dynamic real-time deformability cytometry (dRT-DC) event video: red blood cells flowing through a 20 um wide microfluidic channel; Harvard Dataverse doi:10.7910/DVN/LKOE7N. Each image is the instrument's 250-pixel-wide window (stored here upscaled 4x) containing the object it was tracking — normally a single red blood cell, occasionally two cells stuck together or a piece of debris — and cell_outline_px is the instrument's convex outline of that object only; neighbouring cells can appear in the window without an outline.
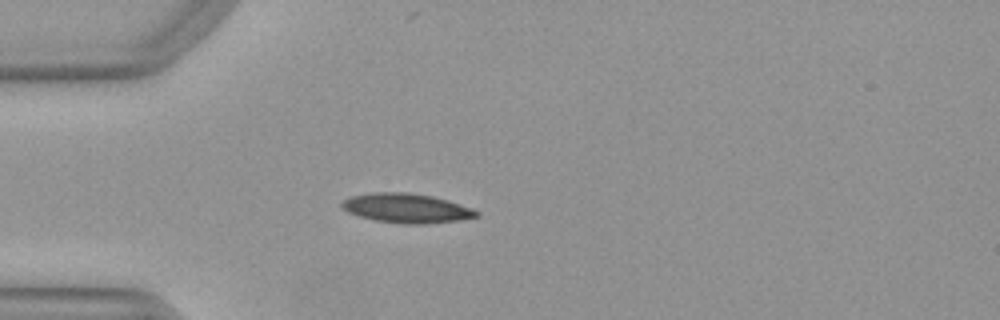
{"species": "Egyptian fruit bat (a non-hibernating species)", "species_latin": "Rousettus aegyptiacus", "temperature_condition": "warm", "stored_images_in_passage": 51, "camera_frame_rate_fps": 3000, "um_per_image_px": 0.085, "animal": {"sex": "female"}, "frame": {"image": 1, "passage_image": 14, "time_ms": 4.333, "image_size_px": [1000, 320], "cell_outline_px": [[480, 216], [460, 220], [424, 224], [400, 224], [376, 220], [360, 216], [348, 212], [340, 208], [340, 204], [344, 200], [352, 196], [372, 192], [408, 192], [432, 196], [448, 200], [472, 208], [480, 212]], "centroid_in_image_um": [34.57, 17.69], "position_along_channel_um": 50.4, "area_um2": 23.18}}
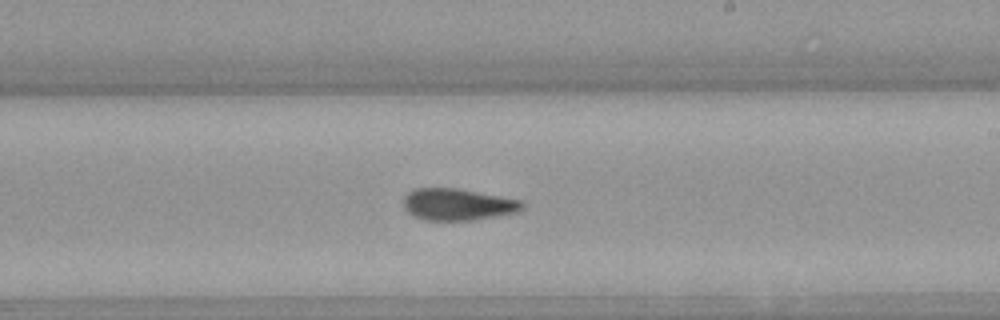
{"frame": {"image": 2, "passage_image": 30, "time_ms": 9.667, "image_size_px": [1000, 320], "cell_outline_px": [[524, 208], [516, 212], [496, 216], [472, 220], [424, 220], [412, 216], [404, 208], [404, 196], [412, 188], [456, 188], [520, 200], [524, 204]], "centroid_in_image_um": [38.86, 17.38], "position_along_channel_um": 250.1, "area_um2": 21.91}}
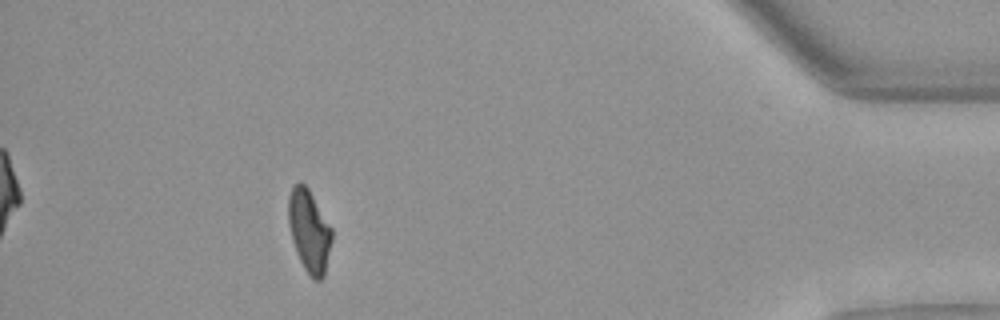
{"frame": {"image": 3, "passage_image": 46, "time_ms": 15.0, "image_size_px": [1000, 320], "cell_outline_px": [[332, 240], [324, 276], [320, 280], [312, 280], [304, 268], [296, 252], [292, 240], [288, 224], [288, 196], [292, 184], [300, 180], [308, 188], [332, 228]], "centroid_in_image_um": [26.26, 19.61], "position_along_channel_um": 408.9, "area_um2": 21.1}, "authors_computed_cell_mechanics": {"area_um2": 21.9062, "velocity_mm_per_s": 3.9921, "shape_relaxation_time_tau1_ms": 10.9771, "shape_relaxation_time_tau2_ms": 2.8626, "deformation_change_tau1": 0.2624, "deformation_change_tau2": 0.0941}}